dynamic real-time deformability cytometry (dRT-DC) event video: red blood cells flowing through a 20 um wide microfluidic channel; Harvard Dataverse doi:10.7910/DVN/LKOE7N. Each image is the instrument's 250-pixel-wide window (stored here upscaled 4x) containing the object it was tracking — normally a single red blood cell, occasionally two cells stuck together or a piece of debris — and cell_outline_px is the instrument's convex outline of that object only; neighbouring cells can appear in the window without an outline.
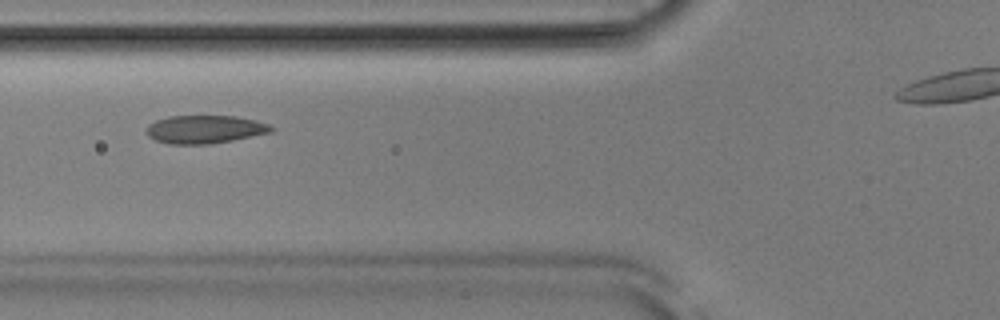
{"species": "Egyptian fruit bat (a non-hibernating species)", "species_latin": "Rousettus aegyptiacus", "temperature_condition": "room temperature", "stored_images_in_passage": 43, "camera_frame_rate_fps": 3000, "um_per_image_px": 0.085, "animal": {"sex": "male"}, "frame": {"image": 1, "passage_image": 16, "time_ms": 5.0, "image_size_px": [1000, 320], "cell_outline_px": [[276, 128], [272, 132], [212, 144], [168, 144], [156, 140], [148, 136], [144, 132], [148, 124], [156, 120], [168, 116], [236, 116], [256, 120], [268, 124]], "centroid_in_image_um": [17.39, 10.99], "position_along_channel_um": 108.4, "area_um2": 20.63}}
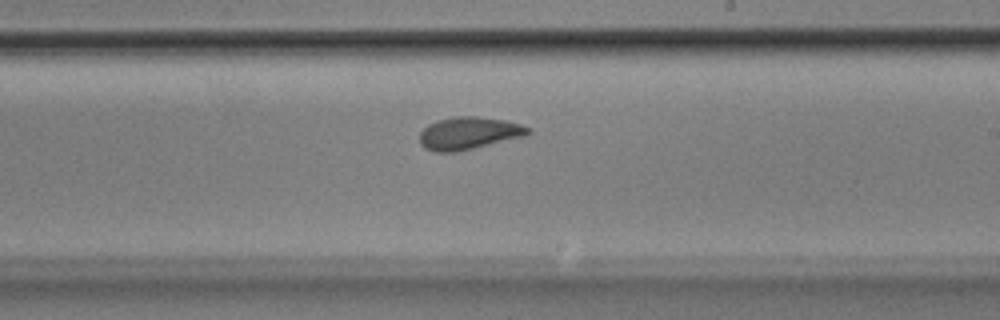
{"frame": {"image": 2, "passage_image": 27, "time_ms": 8.667, "image_size_px": [1000, 320], "cell_outline_px": [[532, 132], [528, 136], [456, 152], [436, 152], [424, 148], [420, 144], [420, 132], [428, 124], [440, 120], [456, 116], [476, 116], [508, 120], [532, 128]], "centroid_in_image_um": [39.91, 11.32], "position_along_channel_um": 249.1, "area_um2": 20.81}}
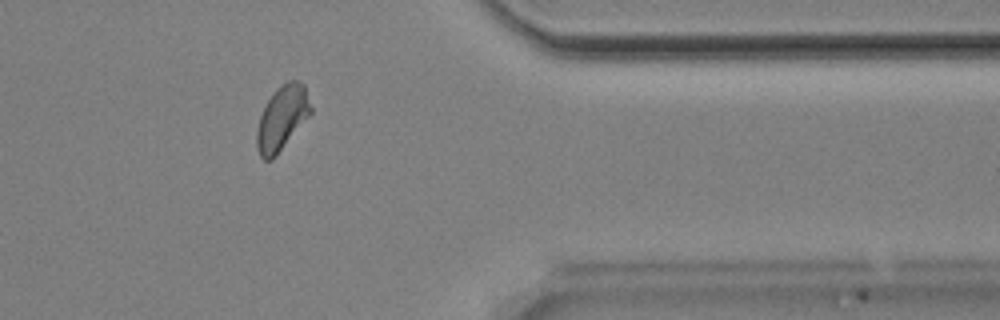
{"frame": {"image": 3, "passage_image": 39, "time_ms": 12.667, "image_size_px": [1000, 320], "cell_outline_px": [[312, 112], [276, 156], [272, 160], [264, 160], [260, 156], [256, 148], [256, 132], [260, 116], [268, 100], [276, 88], [280, 84], [288, 80], [300, 80], [304, 84], [312, 108]], "centroid_in_image_um": [23.97, 10.02], "position_along_channel_um": 387.4, "area_um2": 20.29}, "authors_computed_cell_mechanics": {"area_um2": 20.23, "velocity_mm_per_s": 3.8485, "shape_relaxation_time_tau1_ms": 3.9408, "shape_relaxation_time_tau2_ms": 1.4992, "deformation_change_tau1": 0.0948, "deformation_change_tau2": 0.0636}}